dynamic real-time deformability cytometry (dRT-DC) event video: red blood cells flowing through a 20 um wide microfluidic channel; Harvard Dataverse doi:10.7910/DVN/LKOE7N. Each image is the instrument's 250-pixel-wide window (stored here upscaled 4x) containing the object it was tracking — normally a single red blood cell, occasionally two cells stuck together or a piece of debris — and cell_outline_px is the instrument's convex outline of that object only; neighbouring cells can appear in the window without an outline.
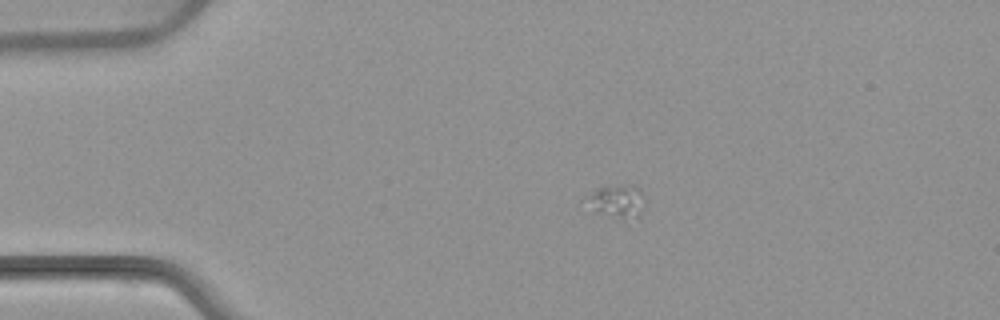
{"species": "common noctule bat (a hibernating species)", "species_latin": "Nyctalus noctula", "temperature_condition": "warm", "stored_images_in_passage": 13, "camera_frame_rate_fps": 3000, "um_per_image_px": 0.085, "animal": {"sex": "female", "body_mass_g": 22.7, "forearm_length_mm": 54.2}, "frame": {"image": 1, "passage_image": 1, "time_ms": 0.0, "image_size_px": [1000, 320], "cell_outline_px": [[644, 208], [640, 216], [624, 220], [596, 212], [584, 196], [596, 188], [628, 184], [632, 184], [640, 188], [644, 196]], "centroid_in_image_um": [52.5, 17.1], "position_along_channel_um": 32.5, "area_um2": 11.44}}